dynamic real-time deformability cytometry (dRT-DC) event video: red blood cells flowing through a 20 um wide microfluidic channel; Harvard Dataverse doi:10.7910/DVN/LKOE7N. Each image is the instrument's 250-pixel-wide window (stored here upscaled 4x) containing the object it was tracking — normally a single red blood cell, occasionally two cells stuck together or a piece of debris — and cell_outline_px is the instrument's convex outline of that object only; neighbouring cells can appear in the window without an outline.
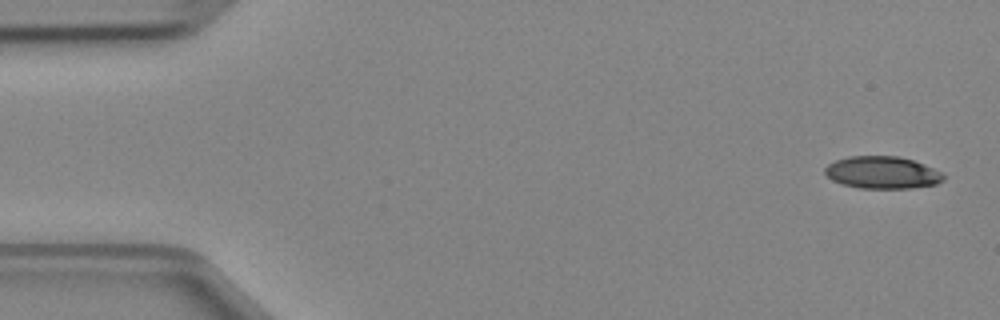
{"species": "Egyptian fruit bat (a non-hibernating species)", "species_latin": "Rousettus aegyptiacus", "temperature_condition": "cold", "stored_images_in_passage": 5, "camera_frame_rate_fps": 3000, "um_per_image_px": 0.085, "animal": {"sex": "female"}, "frame": {"image": 1, "passage_image": 1, "time_ms": 0.0, "image_size_px": [1000, 320], "cell_outline_px": [[944, 180], [936, 184], [912, 188], [860, 188], [844, 184], [832, 180], [824, 172], [824, 168], [828, 164], [836, 160], [848, 156], [900, 156], [924, 164], [944, 172]], "centroid_in_image_um": [75.02, 14.66], "position_along_channel_um": 10.0, "area_um2": 22.37}}
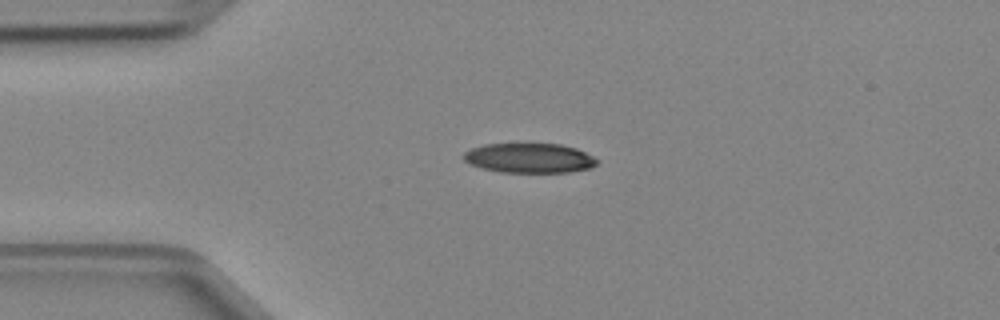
{"frame": {"image": 2, "passage_image": 3, "time_ms": 0.667, "image_size_px": [1000, 320], "cell_outline_px": [[596, 164], [592, 168], [568, 172], [500, 172], [484, 168], [472, 164], [464, 160], [464, 152], [472, 148], [484, 144], [560, 144], [576, 148], [592, 156], [596, 160]], "centroid_in_image_um": [45.0, 13.43], "position_along_channel_um": 40.0, "area_um2": 22.77}}
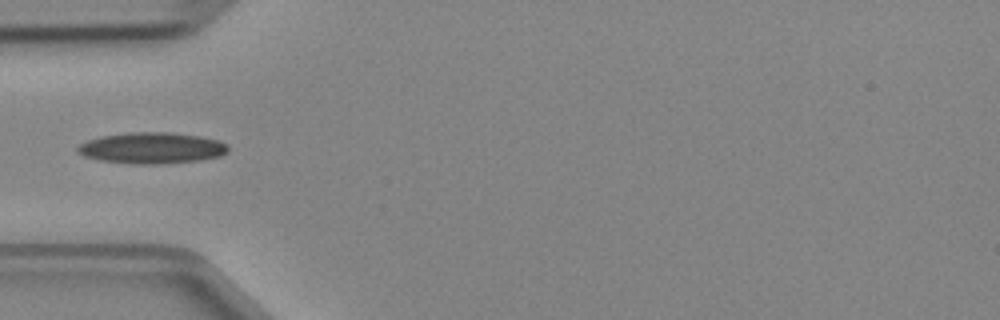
{"frame": {"image": 3, "passage_image": 4, "time_ms": 1.0, "image_size_px": [1000, 320], "cell_outline_px": [[228, 152], [220, 156], [200, 160], [160, 164], [132, 164], [100, 160], [84, 156], [76, 152], [76, 148], [80, 144], [88, 140], [100, 136], [132, 132], [168, 132], [200, 136], [216, 140], [228, 144]], "centroid_in_image_um": [12.89, 12.58], "position_along_channel_um": 72.1, "area_um2": 27.4}}